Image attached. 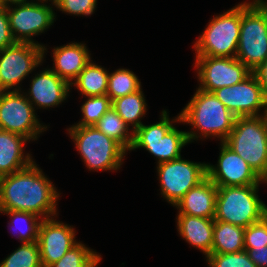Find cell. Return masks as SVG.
Here are the masks:
<instances>
[{"instance_id": "f546056e", "label": "cell", "mask_w": 267, "mask_h": 267, "mask_svg": "<svg viewBox=\"0 0 267 267\" xmlns=\"http://www.w3.org/2000/svg\"><path fill=\"white\" fill-rule=\"evenodd\" d=\"M0 213H6L7 215H9L12 219L10 223L12 225H14L15 222L26 223V227H24L23 229L20 227L18 228V239L21 242H34L38 240V230L40 222L42 220L41 218L39 219L38 216L23 211H0Z\"/></svg>"}, {"instance_id": "9c48e42d", "label": "cell", "mask_w": 267, "mask_h": 267, "mask_svg": "<svg viewBox=\"0 0 267 267\" xmlns=\"http://www.w3.org/2000/svg\"><path fill=\"white\" fill-rule=\"evenodd\" d=\"M46 49L44 45L16 42L0 50V88L21 91L18 85L42 63Z\"/></svg>"}, {"instance_id": "8d00e7d4", "label": "cell", "mask_w": 267, "mask_h": 267, "mask_svg": "<svg viewBox=\"0 0 267 267\" xmlns=\"http://www.w3.org/2000/svg\"><path fill=\"white\" fill-rule=\"evenodd\" d=\"M27 0H0V5L7 6V5H13L14 3H26Z\"/></svg>"}, {"instance_id": "484cf974", "label": "cell", "mask_w": 267, "mask_h": 267, "mask_svg": "<svg viewBox=\"0 0 267 267\" xmlns=\"http://www.w3.org/2000/svg\"><path fill=\"white\" fill-rule=\"evenodd\" d=\"M141 88L138 77L129 69H118L109 73L107 96L111 102L117 98L134 93Z\"/></svg>"}, {"instance_id": "7402d4cb", "label": "cell", "mask_w": 267, "mask_h": 267, "mask_svg": "<svg viewBox=\"0 0 267 267\" xmlns=\"http://www.w3.org/2000/svg\"><path fill=\"white\" fill-rule=\"evenodd\" d=\"M245 228L227 222L215 221L211 254L244 251Z\"/></svg>"}, {"instance_id": "4fadbf2b", "label": "cell", "mask_w": 267, "mask_h": 267, "mask_svg": "<svg viewBox=\"0 0 267 267\" xmlns=\"http://www.w3.org/2000/svg\"><path fill=\"white\" fill-rule=\"evenodd\" d=\"M199 89L213 92L242 82L252 71L236 57H195Z\"/></svg>"}, {"instance_id": "e575fe53", "label": "cell", "mask_w": 267, "mask_h": 267, "mask_svg": "<svg viewBox=\"0 0 267 267\" xmlns=\"http://www.w3.org/2000/svg\"><path fill=\"white\" fill-rule=\"evenodd\" d=\"M257 267H267V246L261 248H244Z\"/></svg>"}, {"instance_id": "3957f363", "label": "cell", "mask_w": 267, "mask_h": 267, "mask_svg": "<svg viewBox=\"0 0 267 267\" xmlns=\"http://www.w3.org/2000/svg\"><path fill=\"white\" fill-rule=\"evenodd\" d=\"M224 143L264 180L267 177V114L236 117Z\"/></svg>"}, {"instance_id": "f35d334b", "label": "cell", "mask_w": 267, "mask_h": 267, "mask_svg": "<svg viewBox=\"0 0 267 267\" xmlns=\"http://www.w3.org/2000/svg\"><path fill=\"white\" fill-rule=\"evenodd\" d=\"M38 1H44V2H47L48 0H38ZM49 1H51L52 2V4H54V2H55V0H49Z\"/></svg>"}, {"instance_id": "83f0119b", "label": "cell", "mask_w": 267, "mask_h": 267, "mask_svg": "<svg viewBox=\"0 0 267 267\" xmlns=\"http://www.w3.org/2000/svg\"><path fill=\"white\" fill-rule=\"evenodd\" d=\"M0 267H42L38 241L22 242L0 263Z\"/></svg>"}, {"instance_id": "cb8c5ba5", "label": "cell", "mask_w": 267, "mask_h": 267, "mask_svg": "<svg viewBox=\"0 0 267 267\" xmlns=\"http://www.w3.org/2000/svg\"><path fill=\"white\" fill-rule=\"evenodd\" d=\"M111 106L128 126L132 125L131 131L134 132L143 124L141 118L147 112V104L141 88L134 93L113 100Z\"/></svg>"}, {"instance_id": "2e32d148", "label": "cell", "mask_w": 267, "mask_h": 267, "mask_svg": "<svg viewBox=\"0 0 267 267\" xmlns=\"http://www.w3.org/2000/svg\"><path fill=\"white\" fill-rule=\"evenodd\" d=\"M38 244L42 267H49L75 246V231L70 225L54 218L42 219L38 230Z\"/></svg>"}, {"instance_id": "7a4b0ae2", "label": "cell", "mask_w": 267, "mask_h": 267, "mask_svg": "<svg viewBox=\"0 0 267 267\" xmlns=\"http://www.w3.org/2000/svg\"><path fill=\"white\" fill-rule=\"evenodd\" d=\"M173 122L181 123L180 114L170 120L168 112L163 110L159 122L142 124L133 132L130 150L144 148L158 159V164L180 158L182 147L200 136L194 130L190 132L178 130L173 126Z\"/></svg>"}, {"instance_id": "9a60e30c", "label": "cell", "mask_w": 267, "mask_h": 267, "mask_svg": "<svg viewBox=\"0 0 267 267\" xmlns=\"http://www.w3.org/2000/svg\"><path fill=\"white\" fill-rule=\"evenodd\" d=\"M217 166L207 164V177L217 186H246L265 183L248 163L221 142Z\"/></svg>"}, {"instance_id": "d4e9b609", "label": "cell", "mask_w": 267, "mask_h": 267, "mask_svg": "<svg viewBox=\"0 0 267 267\" xmlns=\"http://www.w3.org/2000/svg\"><path fill=\"white\" fill-rule=\"evenodd\" d=\"M94 126L106 136L117 141L126 151H130L133 143V132L129 133V126L112 106Z\"/></svg>"}, {"instance_id": "e0dca14e", "label": "cell", "mask_w": 267, "mask_h": 267, "mask_svg": "<svg viewBox=\"0 0 267 267\" xmlns=\"http://www.w3.org/2000/svg\"><path fill=\"white\" fill-rule=\"evenodd\" d=\"M70 86L49 68L32 78L29 96L26 94V97L32 105L48 109L64 102L71 89Z\"/></svg>"}, {"instance_id": "8992f818", "label": "cell", "mask_w": 267, "mask_h": 267, "mask_svg": "<svg viewBox=\"0 0 267 267\" xmlns=\"http://www.w3.org/2000/svg\"><path fill=\"white\" fill-rule=\"evenodd\" d=\"M81 158L89 170H118L126 150L95 126H76L69 129Z\"/></svg>"}, {"instance_id": "ba28073f", "label": "cell", "mask_w": 267, "mask_h": 267, "mask_svg": "<svg viewBox=\"0 0 267 267\" xmlns=\"http://www.w3.org/2000/svg\"><path fill=\"white\" fill-rule=\"evenodd\" d=\"M241 27V4L214 17L193 48L196 57H236Z\"/></svg>"}, {"instance_id": "4316f807", "label": "cell", "mask_w": 267, "mask_h": 267, "mask_svg": "<svg viewBox=\"0 0 267 267\" xmlns=\"http://www.w3.org/2000/svg\"><path fill=\"white\" fill-rule=\"evenodd\" d=\"M100 260V254L78 242L49 267H96Z\"/></svg>"}, {"instance_id": "74e56055", "label": "cell", "mask_w": 267, "mask_h": 267, "mask_svg": "<svg viewBox=\"0 0 267 267\" xmlns=\"http://www.w3.org/2000/svg\"><path fill=\"white\" fill-rule=\"evenodd\" d=\"M266 13H267V2L263 0H254Z\"/></svg>"}, {"instance_id": "52a82bcc", "label": "cell", "mask_w": 267, "mask_h": 267, "mask_svg": "<svg viewBox=\"0 0 267 267\" xmlns=\"http://www.w3.org/2000/svg\"><path fill=\"white\" fill-rule=\"evenodd\" d=\"M236 58L252 72L267 59V13L255 1L241 3Z\"/></svg>"}, {"instance_id": "8fae6325", "label": "cell", "mask_w": 267, "mask_h": 267, "mask_svg": "<svg viewBox=\"0 0 267 267\" xmlns=\"http://www.w3.org/2000/svg\"><path fill=\"white\" fill-rule=\"evenodd\" d=\"M207 164L175 160L158 164L161 194L173 206L193 187L207 177Z\"/></svg>"}, {"instance_id": "7c38bea8", "label": "cell", "mask_w": 267, "mask_h": 267, "mask_svg": "<svg viewBox=\"0 0 267 267\" xmlns=\"http://www.w3.org/2000/svg\"><path fill=\"white\" fill-rule=\"evenodd\" d=\"M16 5V6H15ZM6 6L10 29L16 42L38 44L31 38L48 29L55 19V13L50 5L41 1L14 3V8Z\"/></svg>"}, {"instance_id": "1f68e13d", "label": "cell", "mask_w": 267, "mask_h": 267, "mask_svg": "<svg viewBox=\"0 0 267 267\" xmlns=\"http://www.w3.org/2000/svg\"><path fill=\"white\" fill-rule=\"evenodd\" d=\"M267 246V217L245 228L244 248Z\"/></svg>"}, {"instance_id": "277c9868", "label": "cell", "mask_w": 267, "mask_h": 267, "mask_svg": "<svg viewBox=\"0 0 267 267\" xmlns=\"http://www.w3.org/2000/svg\"><path fill=\"white\" fill-rule=\"evenodd\" d=\"M180 116L182 123H188L197 131H201L200 136H215L220 138L221 142H224L233 130L236 119L213 92L199 88Z\"/></svg>"}, {"instance_id": "f1b7e54d", "label": "cell", "mask_w": 267, "mask_h": 267, "mask_svg": "<svg viewBox=\"0 0 267 267\" xmlns=\"http://www.w3.org/2000/svg\"><path fill=\"white\" fill-rule=\"evenodd\" d=\"M81 106L82 121L76 126H94L111 108V100L107 95L89 96Z\"/></svg>"}, {"instance_id": "d6a6232c", "label": "cell", "mask_w": 267, "mask_h": 267, "mask_svg": "<svg viewBox=\"0 0 267 267\" xmlns=\"http://www.w3.org/2000/svg\"><path fill=\"white\" fill-rule=\"evenodd\" d=\"M97 0H55L53 6L62 12L73 15H91L95 9Z\"/></svg>"}, {"instance_id": "836d02e7", "label": "cell", "mask_w": 267, "mask_h": 267, "mask_svg": "<svg viewBox=\"0 0 267 267\" xmlns=\"http://www.w3.org/2000/svg\"><path fill=\"white\" fill-rule=\"evenodd\" d=\"M16 43L13 38L6 6L0 5V50L12 46Z\"/></svg>"}, {"instance_id": "ffe728a7", "label": "cell", "mask_w": 267, "mask_h": 267, "mask_svg": "<svg viewBox=\"0 0 267 267\" xmlns=\"http://www.w3.org/2000/svg\"><path fill=\"white\" fill-rule=\"evenodd\" d=\"M177 229L187 243L200 249L206 258L211 254L214 218H203L178 214Z\"/></svg>"}, {"instance_id": "30bf717a", "label": "cell", "mask_w": 267, "mask_h": 267, "mask_svg": "<svg viewBox=\"0 0 267 267\" xmlns=\"http://www.w3.org/2000/svg\"><path fill=\"white\" fill-rule=\"evenodd\" d=\"M21 91H3L0 94V129L37 140L47 128L39 123L35 107Z\"/></svg>"}, {"instance_id": "ac0fdd59", "label": "cell", "mask_w": 267, "mask_h": 267, "mask_svg": "<svg viewBox=\"0 0 267 267\" xmlns=\"http://www.w3.org/2000/svg\"><path fill=\"white\" fill-rule=\"evenodd\" d=\"M217 199V186L206 177L197 186L191 188L174 206L179 214L214 218Z\"/></svg>"}, {"instance_id": "5b68a950", "label": "cell", "mask_w": 267, "mask_h": 267, "mask_svg": "<svg viewBox=\"0 0 267 267\" xmlns=\"http://www.w3.org/2000/svg\"><path fill=\"white\" fill-rule=\"evenodd\" d=\"M259 185L217 187L215 221L241 227L261 221L266 205L257 195Z\"/></svg>"}, {"instance_id": "d6986e66", "label": "cell", "mask_w": 267, "mask_h": 267, "mask_svg": "<svg viewBox=\"0 0 267 267\" xmlns=\"http://www.w3.org/2000/svg\"><path fill=\"white\" fill-rule=\"evenodd\" d=\"M91 61L90 54L85 44L69 43L53 49V68L59 77L70 85Z\"/></svg>"}, {"instance_id": "6da1fadb", "label": "cell", "mask_w": 267, "mask_h": 267, "mask_svg": "<svg viewBox=\"0 0 267 267\" xmlns=\"http://www.w3.org/2000/svg\"><path fill=\"white\" fill-rule=\"evenodd\" d=\"M59 196L34 161L20 171L0 177V211H23L41 219L52 218L57 215Z\"/></svg>"}, {"instance_id": "d590c367", "label": "cell", "mask_w": 267, "mask_h": 267, "mask_svg": "<svg viewBox=\"0 0 267 267\" xmlns=\"http://www.w3.org/2000/svg\"><path fill=\"white\" fill-rule=\"evenodd\" d=\"M253 73L258 79L267 101V59L257 69H255Z\"/></svg>"}, {"instance_id": "603a6c76", "label": "cell", "mask_w": 267, "mask_h": 267, "mask_svg": "<svg viewBox=\"0 0 267 267\" xmlns=\"http://www.w3.org/2000/svg\"><path fill=\"white\" fill-rule=\"evenodd\" d=\"M109 72L103 67L92 63L85 66L71 86H74L86 97L107 94Z\"/></svg>"}, {"instance_id": "4dcf8cb0", "label": "cell", "mask_w": 267, "mask_h": 267, "mask_svg": "<svg viewBox=\"0 0 267 267\" xmlns=\"http://www.w3.org/2000/svg\"><path fill=\"white\" fill-rule=\"evenodd\" d=\"M206 261L210 267H257L246 250L237 253L210 254Z\"/></svg>"}, {"instance_id": "44dd1931", "label": "cell", "mask_w": 267, "mask_h": 267, "mask_svg": "<svg viewBox=\"0 0 267 267\" xmlns=\"http://www.w3.org/2000/svg\"><path fill=\"white\" fill-rule=\"evenodd\" d=\"M26 141L22 135L0 129V177L20 171L33 162L29 153L24 156Z\"/></svg>"}, {"instance_id": "5bb4252c", "label": "cell", "mask_w": 267, "mask_h": 267, "mask_svg": "<svg viewBox=\"0 0 267 267\" xmlns=\"http://www.w3.org/2000/svg\"><path fill=\"white\" fill-rule=\"evenodd\" d=\"M213 93L236 117L267 114V101L253 72L242 82L216 89ZM261 108L264 113L259 114Z\"/></svg>"}]
</instances>
